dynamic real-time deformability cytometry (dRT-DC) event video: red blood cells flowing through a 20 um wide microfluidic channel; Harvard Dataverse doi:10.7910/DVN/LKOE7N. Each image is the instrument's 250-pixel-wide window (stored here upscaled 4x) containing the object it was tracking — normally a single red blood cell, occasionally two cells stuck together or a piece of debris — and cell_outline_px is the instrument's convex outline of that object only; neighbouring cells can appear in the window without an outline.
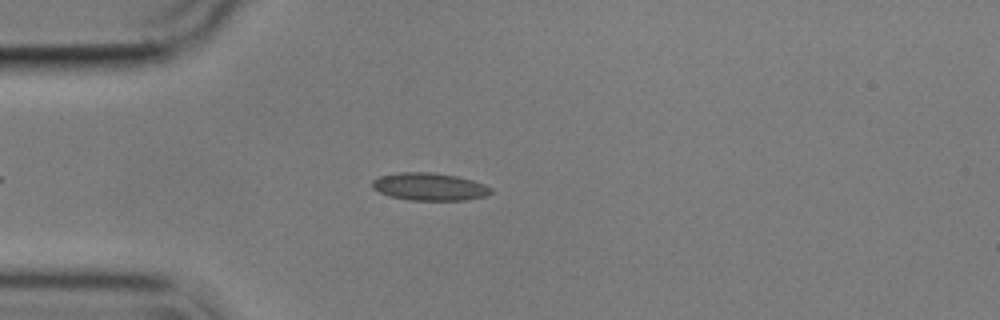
{"species": "common noctule bat (a hibernating species)", "species_latin": "Nyctalus noctula", "temperature_condition": "cold", "stored_images_in_passage": 48, "camera_frame_rate_fps": 3000, "um_per_image_px": 0.085, "animal": {"sex": "male", "body_mass_g": 17.9}, "frame": {"image": 1, "passage_image": 11, "time_ms": 3.333, "image_size_px": [1000, 320], "cell_outline_px": [[492, 192], [484, 196], [464, 200], [408, 200], [388, 196], [372, 188], [372, 180], [380, 176], [396, 172], [432, 172], [456, 176], [472, 180], [484, 184], [492, 188]], "centroid_in_image_um": [36.47, 15.86], "position_along_channel_um": 48.5, "area_um2": 19.13}}
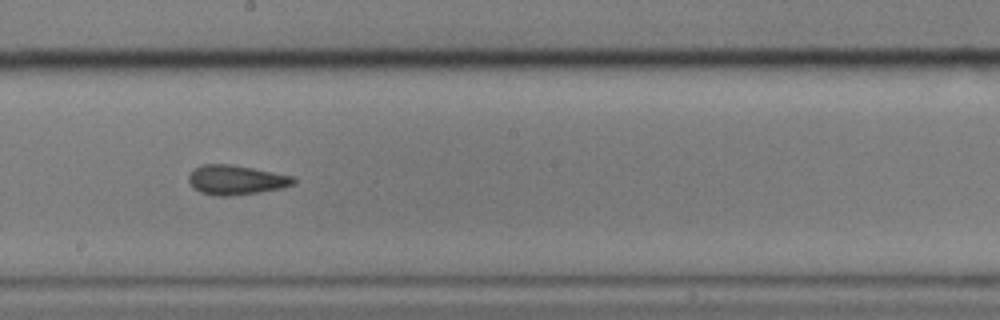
{"frame": {"image": 2, "passage_image": 27, "time_ms": 8.667, "image_size_px": [1000, 320], "cell_outline_px": [[296, 184], [280, 188], [260, 192], [228, 196], [216, 196], [200, 192], [192, 188], [188, 180], [188, 176], [196, 168], [204, 164], [232, 164], [296, 176]], "centroid_in_image_um": [20.09, 15.29], "position_along_channel_um": 228.1, "area_um2": 18.21}}
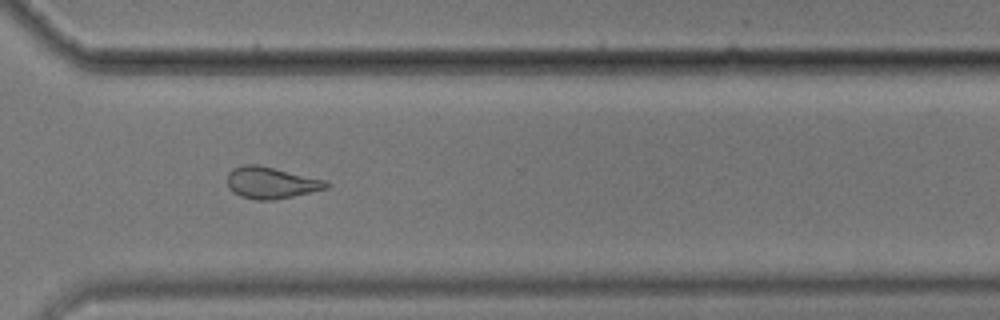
{"frame": {"image": 3, "passage_image": 37, "time_ms": 12.0, "image_size_px": [1000, 320], "cell_outline_px": [[332, 184], [328, 188], [292, 196], [272, 200], [256, 200], [240, 196], [232, 192], [228, 188], [228, 172], [232, 168], [244, 164], [256, 164], [324, 180]], "centroid_in_image_um": [23.0, 15.54], "position_along_channel_um": 347.6, "area_um2": 18.09}, "authors_computed_cell_mechanics": {"area_um2": 18.2359, "velocity_mm_per_s": 3.5875, "shape_relaxation_time_tau1_ms": 7.9317, "shape_relaxation_time_tau2_ms": 2.6476, "deformation_change_tau1": 0.1639, "deformation_change_tau2": 0.0852}}